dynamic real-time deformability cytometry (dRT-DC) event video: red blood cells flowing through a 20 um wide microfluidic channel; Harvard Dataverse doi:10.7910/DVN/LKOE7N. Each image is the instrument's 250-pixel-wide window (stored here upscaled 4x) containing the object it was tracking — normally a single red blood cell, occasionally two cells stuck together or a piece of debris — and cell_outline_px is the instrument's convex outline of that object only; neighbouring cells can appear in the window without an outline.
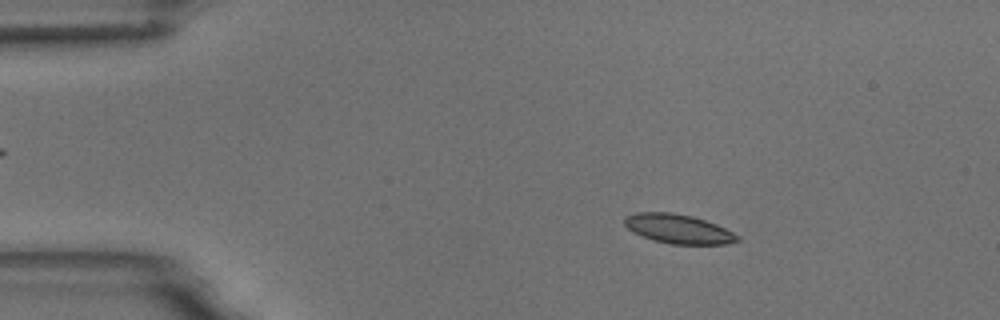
{"species": "common noctule bat (a hibernating species)", "species_latin": "Nyctalus noctula", "temperature_condition": "room temperature", "stored_images_in_passage": 4, "camera_frame_rate_fps": 3000, "um_per_image_px": 0.085, "animal": {"sex": "male", "body_mass_g": 18.8}, "frame": {"image": 1, "passage_image": 2, "time_ms": 1.333, "image_size_px": [1000, 320], "cell_outline_px": [[740, 240], [728, 244], [672, 244], [652, 240], [640, 236], [628, 228], [624, 224], [624, 216], [636, 212], [672, 212], [692, 216], [716, 224], [740, 236]], "centroid_in_image_um": [57.63, 19.45], "position_along_channel_um": 27.4, "area_um2": 19.31}}